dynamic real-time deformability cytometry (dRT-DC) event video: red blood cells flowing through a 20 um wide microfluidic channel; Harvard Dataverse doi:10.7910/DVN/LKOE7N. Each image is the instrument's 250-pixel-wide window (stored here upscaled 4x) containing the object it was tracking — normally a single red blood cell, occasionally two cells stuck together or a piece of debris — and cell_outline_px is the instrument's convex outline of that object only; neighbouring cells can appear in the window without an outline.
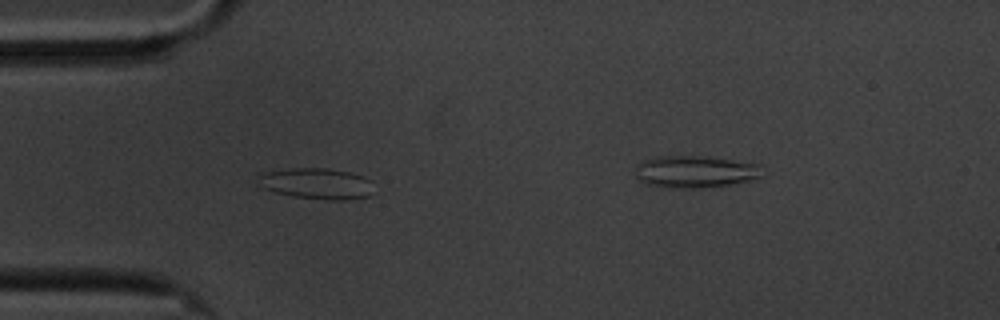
{"species": "common noctule bat (a hibernating species)", "species_latin": "Nyctalus noctula", "temperature_condition": "cold", "stored_images_in_passage": 24, "segment_of_instrument_passage": [1, 2], "camera_frame_rate_fps": 3000, "um_per_image_px": 0.085, "animal": {"sex": "male", "body_mass_g": 20.1, "forearm_length_mm": 53.5}, "frame": {"image": 1, "passage_image": 5, "time_ms": 1.333, "image_size_px": [1000, 320], "cell_outline_px": [[376, 192], [368, 196], [344, 200], [328, 200], [292, 196], [276, 192], [264, 188], [260, 184], [260, 172], [292, 168], [328, 168], [348, 172], [364, 176], [372, 180]], "centroid_in_image_um": [27.0, 15.6], "position_along_channel_um": 58.0, "area_um2": 21.1}}
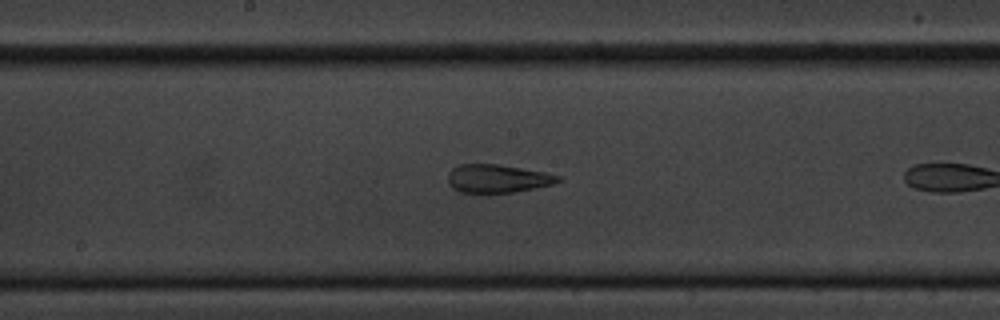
{"frame": {"image": 2, "passage_image": 15, "time_ms": 4.667, "image_size_px": [1000, 320], "cell_outline_px": [[560, 180], [552, 184], [512, 192], [460, 192], [452, 188], [448, 184], [448, 172], [452, 168], [460, 164], [500, 164], [544, 172], [560, 176]], "centroid_in_image_um": [42.23, 15.16], "position_along_channel_um": 206.0, "area_um2": 17.92}}
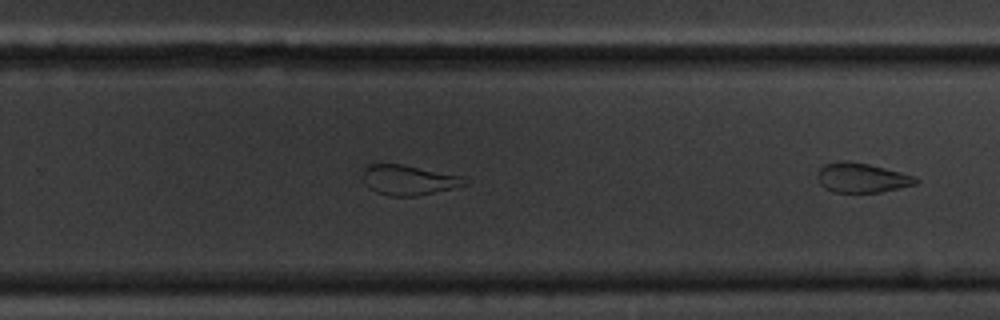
{"frame": {"image": 3, "passage_image": 23, "time_ms": 7.333, "image_size_px": [1000, 320], "cell_outline_px": [[472, 180], [468, 184], [452, 188], [416, 196], [388, 196], [376, 192], [368, 188], [364, 180], [364, 168], [368, 164], [404, 164], [460, 176]], "centroid_in_image_um": [34.74, 15.3], "position_along_channel_um": 295.1, "area_um2": 17.8}}